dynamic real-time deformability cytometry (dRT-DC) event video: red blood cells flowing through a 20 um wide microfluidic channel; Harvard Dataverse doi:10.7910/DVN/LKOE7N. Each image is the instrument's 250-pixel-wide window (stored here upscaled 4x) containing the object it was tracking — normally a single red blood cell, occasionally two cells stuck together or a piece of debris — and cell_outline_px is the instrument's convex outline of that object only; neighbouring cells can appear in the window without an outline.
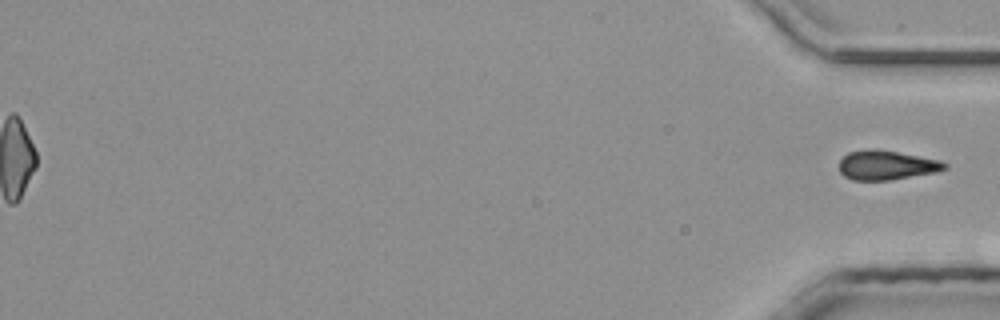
{"species": "common noctule bat (a hibernating species)", "species_latin": "Nyctalus noctula", "temperature_condition": "room temperature", "stored_images_in_passage": 35, "segment_of_instrument_passage": [2, 2], "camera_frame_rate_fps": 3000, "um_per_image_px": 0.085, "animal": {"sex": "male", "body_mass_g": 20.4}, "frame": {"image": 1, "passage_image": 35, "time_ms": 11.333, "image_size_px": [1000, 320], "cell_outline_px": [[948, 168], [936, 172], [888, 180], [852, 180], [844, 176], [840, 172], [840, 160], [848, 152], [864, 148], [876, 148], [940, 160], [948, 164]], "centroid_in_image_um": [75.34, 14.02], "position_along_channel_um": 359.9, "area_um2": 18.15}}